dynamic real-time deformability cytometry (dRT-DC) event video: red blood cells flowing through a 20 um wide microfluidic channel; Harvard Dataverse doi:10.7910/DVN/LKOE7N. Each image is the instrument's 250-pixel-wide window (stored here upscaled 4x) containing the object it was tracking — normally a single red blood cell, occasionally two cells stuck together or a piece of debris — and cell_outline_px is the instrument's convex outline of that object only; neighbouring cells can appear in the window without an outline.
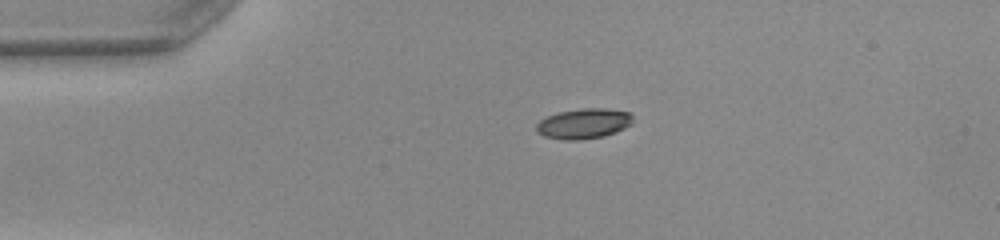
{"species": "common noctule bat (a hibernating species)", "species_latin": "Nyctalus noctula", "temperature_condition": "warm", "stored_images_in_passage": 41, "camera_frame_rate_fps": 3000, "um_per_image_px": 0.085, "animal": {"sex": "female", "body_mass_g": 22.0, "forearm_length_mm": 56.7}, "frame": {"image": 1, "passage_image": 1, "time_ms": 0.0, "image_size_px": [1000, 240], "cell_outline_px": [[632, 124], [624, 128], [604, 136], [580, 140], [564, 140], [544, 136], [536, 132], [536, 124], [540, 120], [548, 116], [560, 112], [584, 108], [604, 108], [628, 112], [632, 116]], "centroid_in_image_um": [49.6, 10.51], "position_along_channel_um": 35.4, "area_um2": 16.88}}
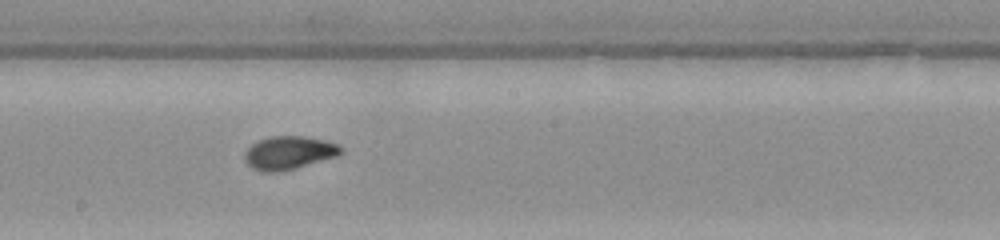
{"frame": {"image": 2, "passage_image": 18, "time_ms": 5.667, "image_size_px": [1000, 240], "cell_outline_px": [[344, 152], [336, 156], [296, 168], [280, 172], [260, 172], [252, 168], [244, 160], [244, 152], [252, 144], [260, 140], [272, 136], [304, 136], [324, 140], [336, 144], [344, 148]], "centroid_in_image_um": [24.54, 12.99], "position_along_channel_um": 223.7, "area_um2": 18.67}}
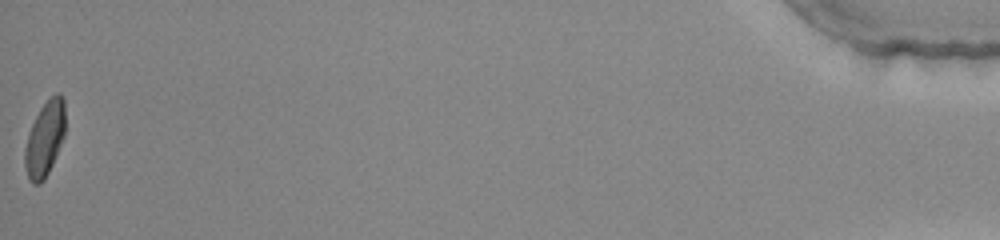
{"frame": {"image": 3, "passage_image": 41, "time_ms": 13.333, "image_size_px": [1000, 240], "cell_outline_px": [[64, 136], [52, 164], [44, 180], [40, 184], [32, 184], [28, 180], [24, 164], [24, 148], [28, 132], [40, 108], [56, 92], [60, 92], [64, 96]], "centroid_in_image_um": [3.79, 11.81], "position_along_channel_um": 431.4, "area_um2": 17.69}, "authors_computed_cell_mechanics": {"area_um2": 17.7446, "velocity_mm_per_s": 4.0298, "shape_relaxation_time_tau1_ms": 2.9797, "shape_relaxation_time_tau2_ms": 0.9518, "deformation_change_tau1": 0.1895, "deformation_change_tau2": 0.0421}}